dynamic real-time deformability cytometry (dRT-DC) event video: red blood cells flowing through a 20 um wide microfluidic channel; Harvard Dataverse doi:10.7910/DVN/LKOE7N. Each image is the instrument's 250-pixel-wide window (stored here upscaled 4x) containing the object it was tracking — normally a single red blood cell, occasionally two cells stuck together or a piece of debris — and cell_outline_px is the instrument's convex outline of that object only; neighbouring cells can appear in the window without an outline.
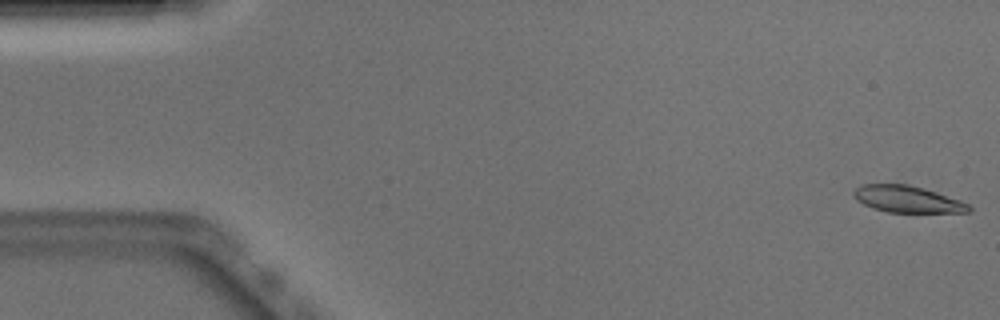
{"species": "Egyptian fruit bat (a non-hibernating species)", "species_latin": "Rousettus aegyptiacus", "temperature_condition": "warm", "stored_images_in_passage": 51, "camera_frame_rate_fps": 3000, "um_per_image_px": 0.085, "animal": {"sex": "male"}, "frame": {"image": 1, "passage_image": 1, "time_ms": 0.0, "image_size_px": [1000, 320], "cell_outline_px": [[972, 208], [968, 212], [888, 212], [872, 208], [856, 200], [852, 196], [852, 192], [860, 184], [908, 184], [924, 188], [960, 200], [968, 204]], "centroid_in_image_um": [77.08, 16.92], "position_along_channel_um": 7.9, "area_um2": 17.92}}
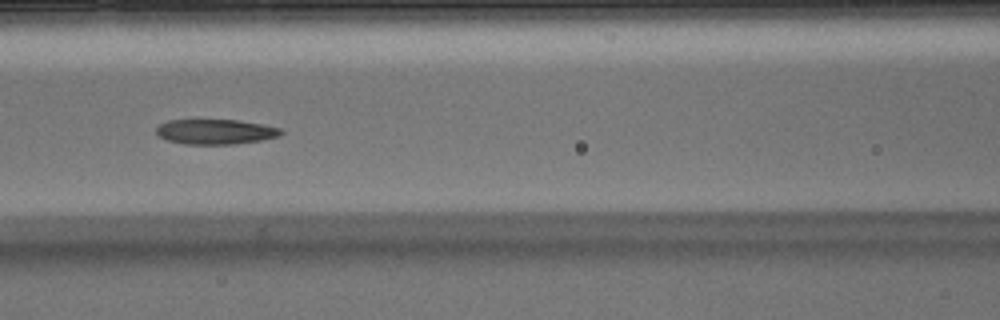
{"frame": {"image": 2, "passage_image": 22, "time_ms": 7.0, "image_size_px": [1000, 320], "cell_outline_px": [[284, 132], [280, 136], [260, 140], [236, 144], [184, 144], [168, 140], [156, 136], [156, 128], [160, 124], [168, 120], [240, 120], [280, 128]], "centroid_in_image_um": [18.3, 11.2], "position_along_channel_um": 148.3, "area_um2": 18.21}}
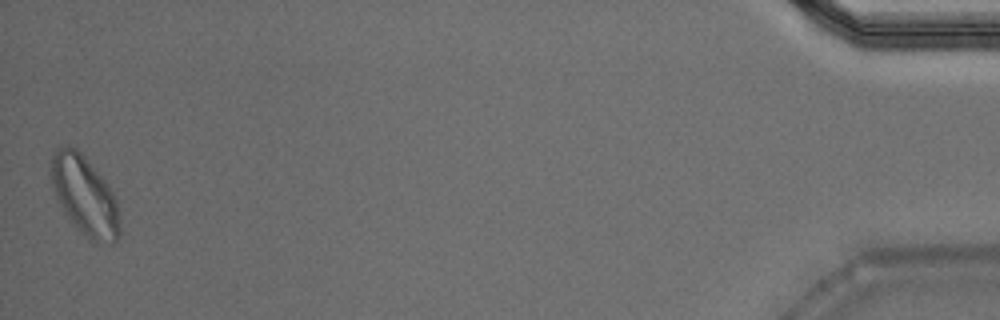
{"frame": {"image": 3, "passage_image": 51, "time_ms": 16.667, "image_size_px": [1000, 320], "cell_outline_px": [[120, 236], [112, 244], [96, 244], [88, 240], [72, 224], [56, 196], [52, 180], [52, 156], [56, 148], [60, 144], [76, 148], [84, 156], [108, 184], [116, 200], [120, 228]], "centroid_in_image_um": [7.22, 16.68], "position_along_channel_um": 428.0, "area_um2": 31.56}, "authors_computed_cell_mechanics": {"area_um2": 19.4208, "velocity_mm_per_s": 3.8823, "shape_relaxation_time_tau1_ms": 6.9942, "shape_relaxation_time_tau2_ms": null, "deformation_change_tau1": 0.2032, "deformation_change_tau2": null}}